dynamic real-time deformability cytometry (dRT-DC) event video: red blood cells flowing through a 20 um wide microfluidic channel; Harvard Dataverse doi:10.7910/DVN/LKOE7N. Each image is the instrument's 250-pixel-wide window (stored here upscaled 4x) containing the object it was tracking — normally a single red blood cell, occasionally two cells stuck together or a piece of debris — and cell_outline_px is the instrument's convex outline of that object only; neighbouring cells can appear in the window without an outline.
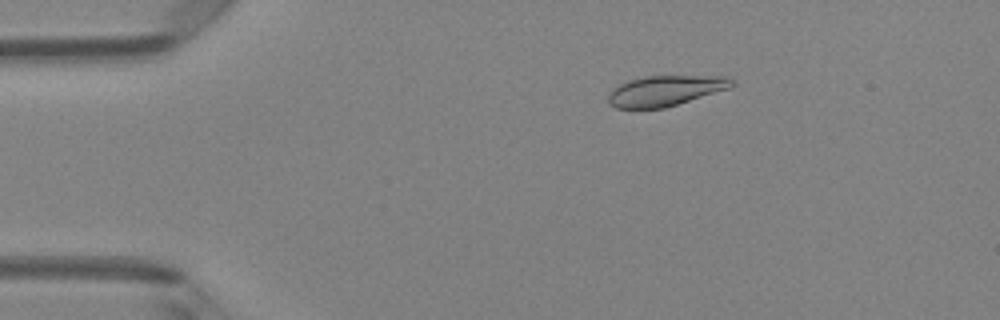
{"species": "Egyptian fruit bat (a non-hibernating species)", "species_latin": "Rousettus aegyptiacus", "temperature_condition": "room temperature", "stored_images_in_passage": 8, "camera_frame_rate_fps": 3000, "um_per_image_px": 0.085, "animal": {"sex": "female"}, "frame": {"image": 1, "passage_image": 2, "time_ms": 0.333, "image_size_px": [1000, 320], "cell_outline_px": [[736, 84], [728, 88], [664, 108], [616, 108], [608, 104], [608, 96], [620, 84], [628, 80], [644, 76], [728, 76], [736, 80]], "centroid_in_image_um": [56.57, 7.7], "position_along_channel_um": 28.4, "area_um2": 21.68}}
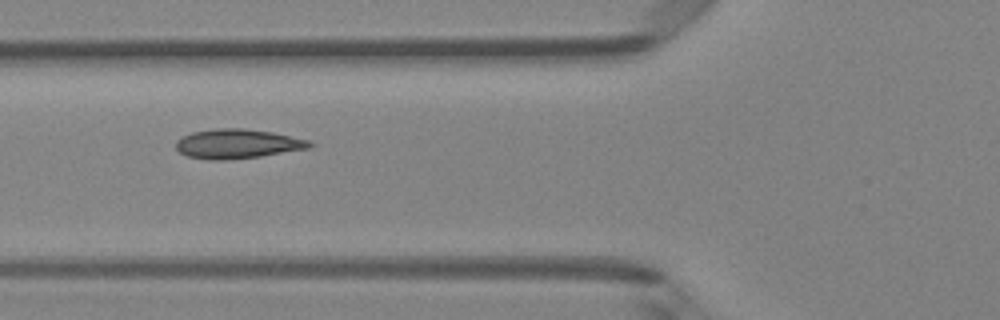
{"frame": {"image": 2, "passage_image": 5, "time_ms": 1.333, "image_size_px": [1000, 320], "cell_outline_px": [[316, 144], [312, 148], [260, 156], [224, 160], [212, 160], [188, 156], [180, 152], [176, 148], [176, 140], [192, 132], [216, 128], [244, 128], [272, 132], [308, 140]], "centroid_in_image_um": [20.22, 12.22], "position_along_channel_um": 105.6, "area_um2": 22.89}}
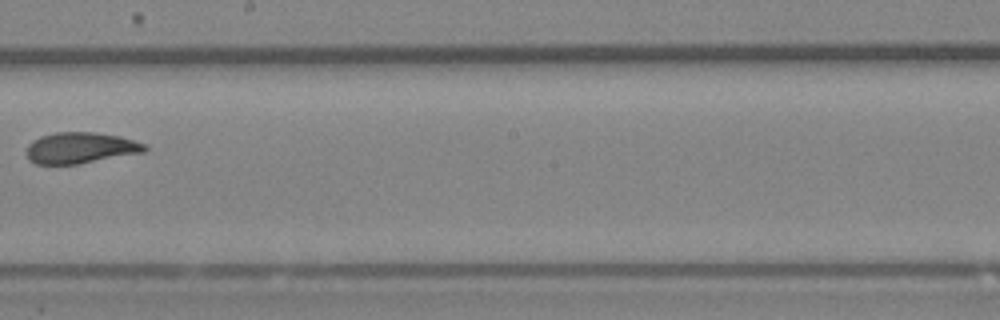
{"frame": {"image": 3, "passage_image": 8, "time_ms": 2.333, "image_size_px": [1000, 320], "cell_outline_px": [[148, 148], [144, 152], [76, 164], [36, 164], [28, 160], [28, 144], [40, 136], [56, 132], [92, 132], [120, 136], [148, 144]], "centroid_in_image_um": [6.86, 12.56], "position_along_channel_um": 241.3, "area_um2": 21.33}}